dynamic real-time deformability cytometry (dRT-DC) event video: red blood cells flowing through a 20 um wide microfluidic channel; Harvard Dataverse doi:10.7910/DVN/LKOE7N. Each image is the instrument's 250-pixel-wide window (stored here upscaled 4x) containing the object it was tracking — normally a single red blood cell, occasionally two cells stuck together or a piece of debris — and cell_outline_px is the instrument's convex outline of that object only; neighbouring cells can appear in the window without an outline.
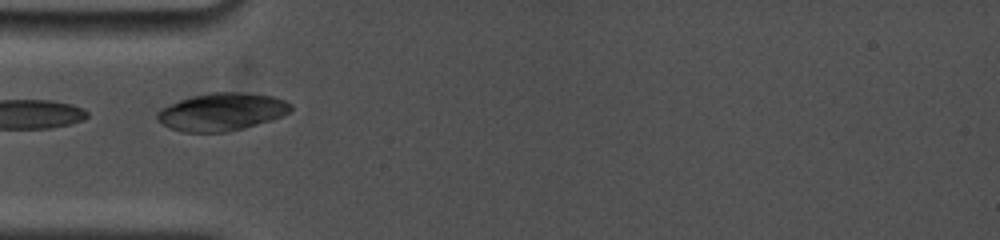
{"species": "common noctule bat (a hibernating species)", "species_latin": "Nyctalus noctula", "temperature_condition": "cold", "stored_images_in_passage": 11, "camera_frame_rate_fps": 5000, "um_per_image_px": 0.085, "animal": {"sex": "female", "body_mass_g": 19.0, "forearm_length_mm": 53.3}, "frame": {"image": 1, "passage_image": 1, "time_ms": 0.0, "image_size_px": [1000, 240], "cell_outline_px": [[292, 108], [288, 112], [272, 120], [244, 128], [228, 132], [184, 132], [172, 128], [156, 120], [156, 112], [160, 108], [180, 100], [192, 96], [212, 92], [244, 92], [272, 96], [284, 100], [292, 104]], "centroid_in_image_um": [18.84, 9.5], "position_along_channel_um": 66.2, "area_um2": 29.3}}
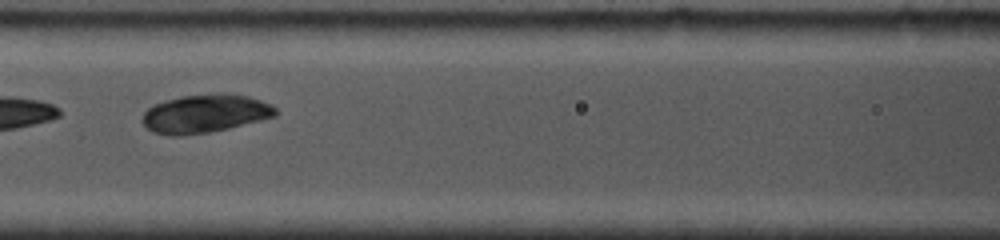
{"frame": {"image": 2, "passage_image": 5, "time_ms": 2.2, "image_size_px": [1000, 240], "cell_outline_px": [[276, 116], [228, 128], [208, 132], [180, 136], [168, 136], [152, 132], [140, 120], [144, 112], [152, 104], [180, 96], [216, 92], [220, 92], [248, 96], [272, 104], [276, 108]], "centroid_in_image_um": [17.39, 9.64], "position_along_channel_um": 149.2, "area_um2": 30.06}}
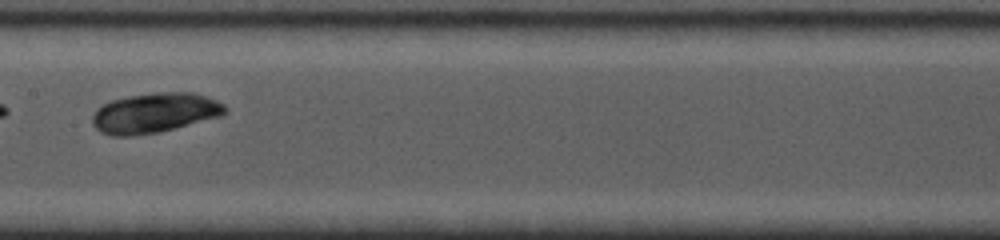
{"frame": {"image": 3, "passage_image": 7, "time_ms": 3.4, "image_size_px": [1000, 240], "cell_outline_px": [[228, 108], [220, 116], [160, 132], [132, 136], [112, 136], [100, 132], [92, 124], [92, 116], [96, 108], [112, 100], [128, 96], [160, 92], [192, 92], [216, 100], [224, 104]], "centroid_in_image_um": [13.11, 9.6], "position_along_channel_um": 194.3, "area_um2": 30.81}}